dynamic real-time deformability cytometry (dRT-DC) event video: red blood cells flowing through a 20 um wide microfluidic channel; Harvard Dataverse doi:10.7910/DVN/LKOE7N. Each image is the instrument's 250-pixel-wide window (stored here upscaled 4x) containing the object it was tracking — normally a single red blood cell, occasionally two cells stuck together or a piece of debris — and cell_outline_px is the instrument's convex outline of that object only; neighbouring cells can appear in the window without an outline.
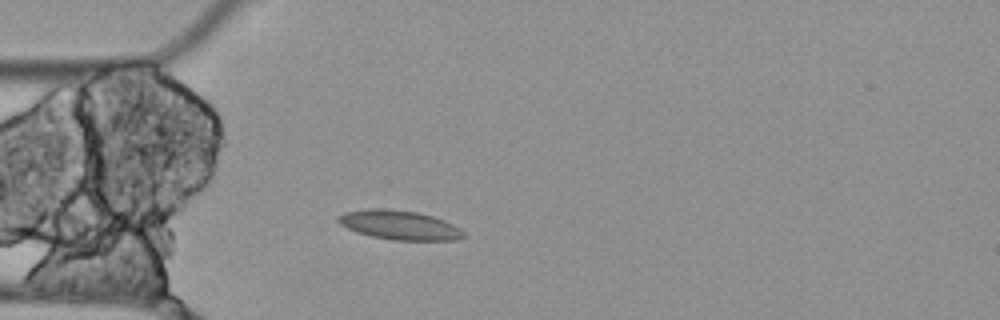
{"species": "Egyptian fruit bat (a non-hibernating species)", "species_latin": "Rousettus aegyptiacus", "temperature_condition": "cold", "stored_images_in_passage": 2, "camera_frame_rate_fps": 3000, "um_per_image_px": 0.085, "animal": {"sex": "female"}, "frame": {"image": 1, "passage_image": 2, "time_ms": 0.333, "image_size_px": [1000, 320], "cell_outline_px": [[464, 236], [456, 240], [392, 240], [372, 236], [356, 232], [340, 224], [336, 220], [336, 216], [344, 212], [368, 208], [384, 208], [416, 212], [432, 216], [444, 220], [460, 228], [464, 232]], "centroid_in_image_um": [33.91, 19.12], "position_along_channel_um": 51.1, "area_um2": 21.39}}